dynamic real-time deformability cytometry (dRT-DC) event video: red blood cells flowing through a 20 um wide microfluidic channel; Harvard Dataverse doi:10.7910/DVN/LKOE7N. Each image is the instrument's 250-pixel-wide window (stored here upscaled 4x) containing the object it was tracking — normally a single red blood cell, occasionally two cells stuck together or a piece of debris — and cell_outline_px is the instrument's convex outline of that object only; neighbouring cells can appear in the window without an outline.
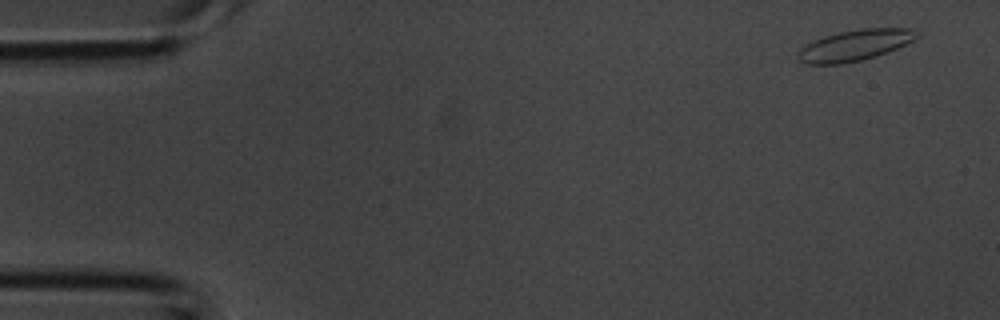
{"species": "common noctule bat (a hibernating species)", "species_latin": "Nyctalus noctula", "temperature_condition": "room temperature", "stored_images_in_passage": 3, "camera_frame_rate_fps": 3000, "um_per_image_px": 0.085, "animal": {"sex": "male", "body_mass_g": 20.1, "forearm_length_mm": 53.5}, "frame": {"image": 1, "passage_image": 1, "time_ms": 0.0, "image_size_px": [1000, 320], "cell_outline_px": [[920, 36], [888, 52], [876, 56], [860, 60], [840, 64], [804, 64], [796, 56], [800, 48], [824, 36], [840, 32], [860, 28], [912, 28]], "centroid_in_image_um": [72.65, 3.85], "position_along_channel_um": 12.4, "area_um2": 21.21}}